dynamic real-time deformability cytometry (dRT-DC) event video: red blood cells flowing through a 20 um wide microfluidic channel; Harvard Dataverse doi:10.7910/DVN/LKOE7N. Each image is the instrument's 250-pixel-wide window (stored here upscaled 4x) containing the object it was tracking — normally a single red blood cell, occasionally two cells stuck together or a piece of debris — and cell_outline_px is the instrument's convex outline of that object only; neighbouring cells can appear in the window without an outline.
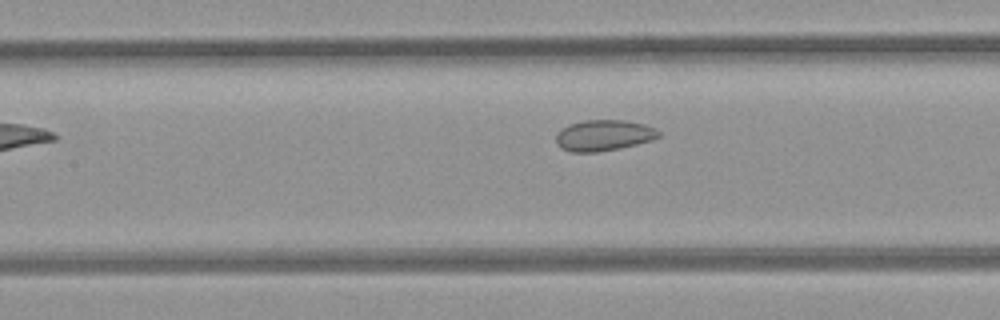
{"species": "common noctule bat (a hibernating species)", "species_latin": "Nyctalus noctula", "temperature_condition": "room temperature", "stored_images_in_passage": 6, "camera_frame_rate_fps": 3000, "um_per_image_px": 0.085, "animal": {"sex": "female", "body_mass_g": 21.9}, "frame": {"image": 1, "passage_image": 6, "time_ms": 1.667, "image_size_px": [1000, 320], "cell_outline_px": [[660, 136], [652, 140], [620, 148], [596, 152], [572, 152], [560, 148], [556, 144], [556, 136], [568, 124], [584, 120], [624, 120], [644, 124], [656, 128], [660, 132]], "centroid_in_image_um": [51.33, 11.5], "position_along_channel_um": 156.1, "area_um2": 18.5}}